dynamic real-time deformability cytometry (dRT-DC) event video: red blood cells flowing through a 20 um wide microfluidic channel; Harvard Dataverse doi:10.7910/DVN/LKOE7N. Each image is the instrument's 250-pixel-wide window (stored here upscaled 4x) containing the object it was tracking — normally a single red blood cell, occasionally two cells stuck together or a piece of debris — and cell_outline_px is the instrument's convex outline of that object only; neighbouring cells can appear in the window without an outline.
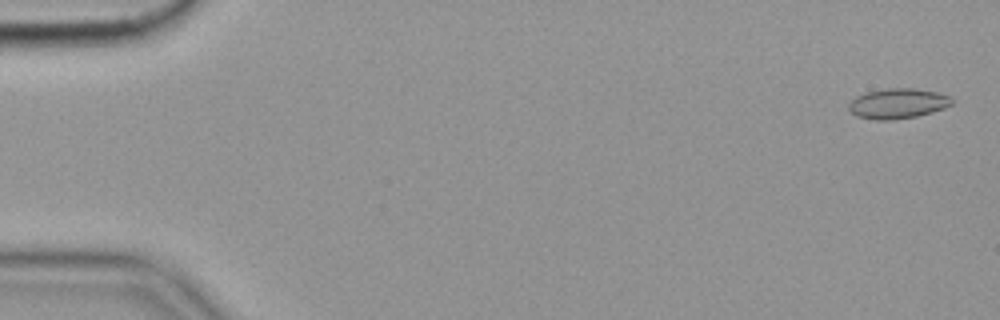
{"species": "common noctule bat (a hibernating species)", "species_latin": "Nyctalus noctula", "temperature_condition": "cold", "stored_images_in_passage": 57, "camera_frame_rate_fps": 3000, "um_per_image_px": 0.085, "animal": {"sex": "female", "body_mass_g": 19.9}, "frame": {"image": 1, "passage_image": 2, "time_ms": 0.333, "image_size_px": [1000, 320], "cell_outline_px": [[952, 104], [944, 108], [932, 112], [916, 116], [892, 120], [876, 120], [856, 116], [848, 108], [848, 104], [856, 96], [868, 92], [888, 88], [912, 88], [936, 92], [952, 96]], "centroid_in_image_um": [76.32, 8.8], "position_along_channel_um": 8.7, "area_um2": 18.03}}
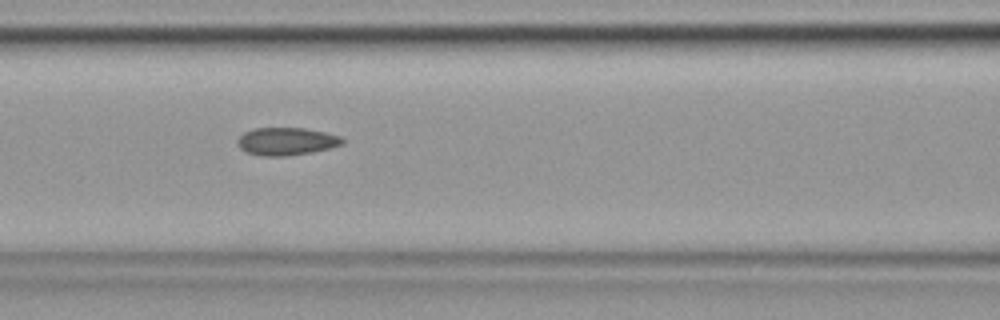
{"frame": {"image": 2, "passage_image": 25, "time_ms": 8.0, "image_size_px": [1000, 320], "cell_outline_px": [[344, 144], [312, 152], [288, 156], [260, 156], [244, 152], [236, 144], [236, 140], [244, 132], [256, 128], [304, 128], [324, 132], [340, 136], [344, 140]], "centroid_in_image_um": [24.3, 12.02], "position_along_channel_um": 142.3, "area_um2": 17.05}}
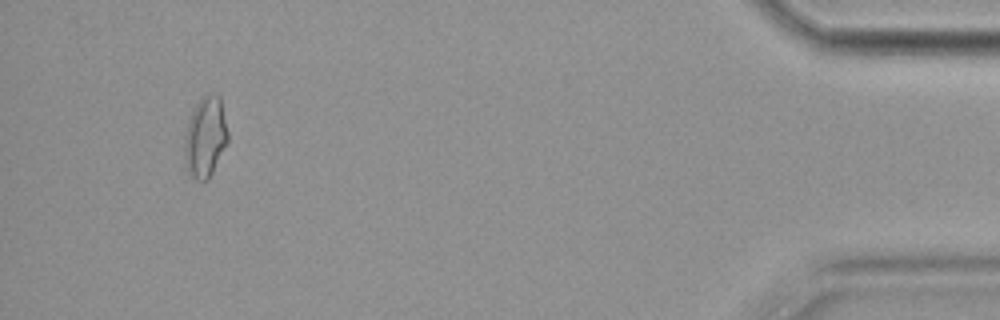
{"frame": {"image": 3, "passage_image": 54, "time_ms": 17.667, "image_size_px": [1000, 320], "cell_outline_px": [[228, 144], [208, 180], [196, 180], [184, 168], [184, 132], [188, 120], [196, 104], [204, 96], [220, 96], [228, 132]], "centroid_in_image_um": [17.44, 11.72], "position_along_channel_um": 417.8, "area_um2": 20.52}, "authors_computed_cell_mechanics": {"area_um2": 17.2244, "velocity_mm_per_s": 3.5455, "shape_relaxation_time_tau1_ms": 5.1518, "shape_relaxation_time_tau2_ms": 1.704, "deformation_change_tau1": 0.114, "deformation_change_tau2": 0.0806}}